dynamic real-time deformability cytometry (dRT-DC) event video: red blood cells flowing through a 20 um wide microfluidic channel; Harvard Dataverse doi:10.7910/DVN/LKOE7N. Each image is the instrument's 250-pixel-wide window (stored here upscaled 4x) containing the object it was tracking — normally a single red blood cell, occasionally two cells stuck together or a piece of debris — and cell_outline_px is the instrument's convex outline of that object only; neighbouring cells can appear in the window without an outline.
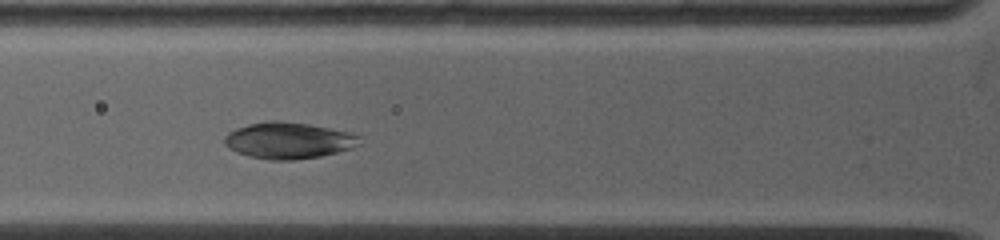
{"species": "common noctule bat (a hibernating species)", "species_latin": "Nyctalus noctula", "temperature_condition": "warm", "stored_images_in_passage": 12, "camera_frame_rate_fps": 5000, "um_per_image_px": 0.085, "animal": {"sex": "female", "body_mass_g": 19.0, "forearm_length_mm": 53.3}, "frame": {"image": 1, "passage_image": 5, "time_ms": 3.0, "image_size_px": [1000, 240], "cell_outline_px": [[360, 144], [352, 148], [320, 156], [292, 160], [268, 160], [248, 156], [236, 152], [228, 148], [224, 144], [224, 136], [228, 132], [236, 128], [248, 124], [268, 120], [280, 120], [308, 124], [348, 132], [360, 136]], "centroid_in_image_um": [24.47, 11.94], "position_along_channel_um": 101.3, "area_um2": 28.73}}
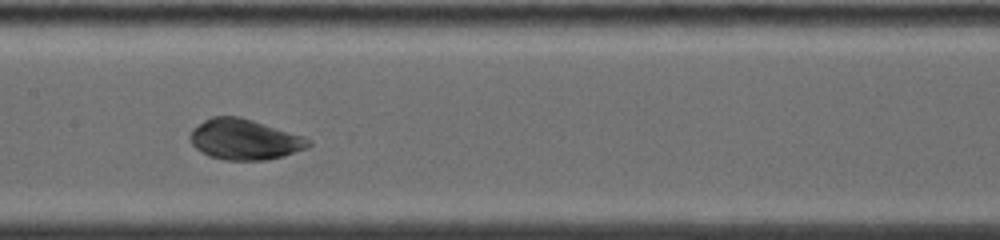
{"frame": {"image": 2, "passage_image": 8, "time_ms": 5.2, "image_size_px": [1000, 240], "cell_outline_px": [[312, 144], [304, 148], [284, 156], [268, 160], [224, 160], [208, 156], [200, 152], [192, 144], [188, 136], [192, 128], [204, 120], [212, 116], [240, 116], [304, 136], [312, 140]], "centroid_in_image_um": [20.75, 11.85], "position_along_channel_um": 186.6, "area_um2": 28.21}}
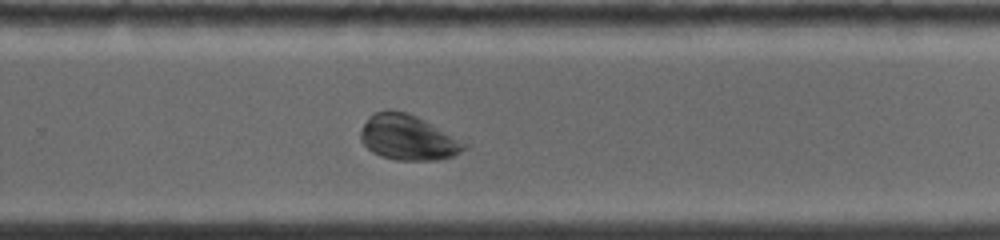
{"frame": {"image": 3, "passage_image": 12, "time_ms": 8.0, "image_size_px": [1000, 240], "cell_outline_px": [[472, 144], [468, 148], [452, 156], [436, 160], [396, 160], [380, 156], [372, 152], [360, 140], [360, 132], [368, 116], [376, 112], [388, 108], [404, 112], [416, 116]], "centroid_in_image_um": [34.7, 11.69], "position_along_channel_um": 295.1, "area_um2": 27.63}}